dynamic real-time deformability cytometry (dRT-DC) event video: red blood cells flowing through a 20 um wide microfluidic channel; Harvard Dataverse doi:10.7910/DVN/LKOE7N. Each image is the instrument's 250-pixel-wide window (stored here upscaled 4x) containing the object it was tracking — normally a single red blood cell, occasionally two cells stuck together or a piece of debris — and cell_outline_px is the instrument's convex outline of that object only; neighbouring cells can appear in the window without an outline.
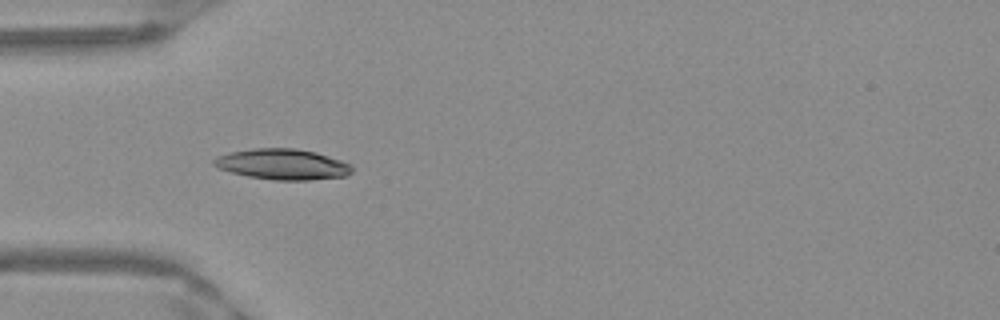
{"species": "Egyptian fruit bat (a non-hibernating species)", "species_latin": "Rousettus aegyptiacus", "temperature_condition": "warm", "stored_images_in_passage": 26, "camera_frame_rate_fps": 3000, "um_per_image_px": 0.085, "frame": {"image": 1, "passage_image": 3, "time_ms": 0.667, "image_size_px": [1000, 320], "cell_outline_px": [[352, 172], [344, 176], [308, 180], [272, 180], [248, 176], [232, 172], [220, 168], [212, 164], [212, 160], [216, 156], [232, 152], [252, 148], [292, 148], [316, 152], [352, 164]], "centroid_in_image_um": [24.01, 13.96], "position_along_channel_um": 61.0, "area_um2": 24.57}}
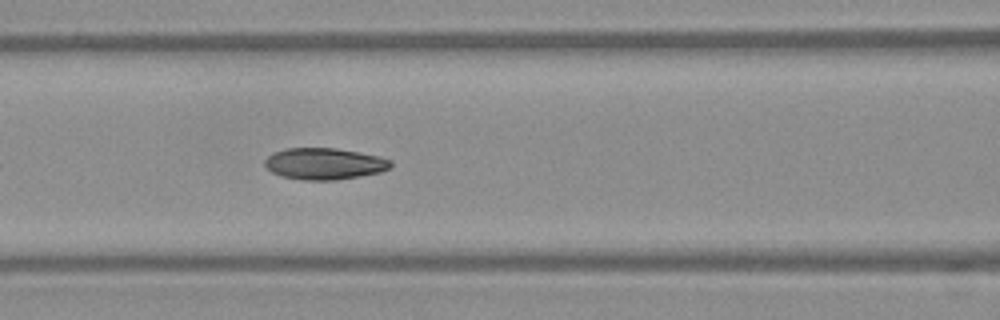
{"frame": {"image": 2, "passage_image": 9, "time_ms": 2.667, "image_size_px": [1000, 320], "cell_outline_px": [[392, 164], [388, 168], [380, 172], [360, 176], [336, 180], [304, 180], [280, 176], [272, 172], [264, 164], [264, 160], [272, 152], [284, 148], [336, 148], [380, 156], [392, 160]], "centroid_in_image_um": [27.55, 13.91], "position_along_channel_um": 139.1, "area_um2": 23.24}}
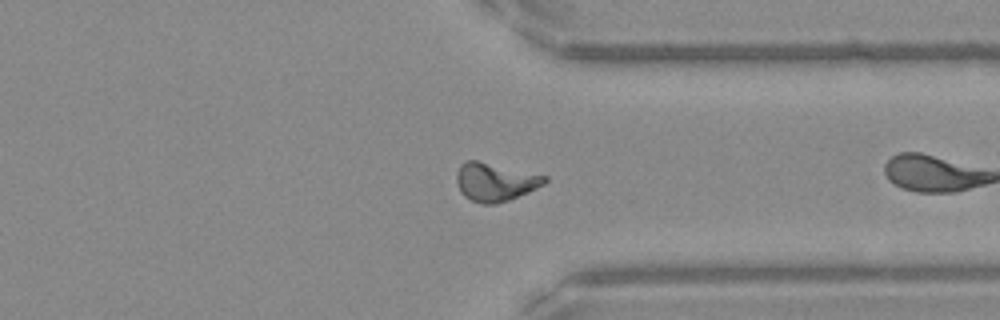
{"frame": {"image": 3, "passage_image": 21, "time_ms": 6.667, "image_size_px": [1000, 320], "cell_outline_px": [[548, 180], [544, 184], [528, 192], [508, 200], [496, 204], [480, 204], [464, 196], [460, 192], [456, 180], [456, 172], [460, 164], [468, 160], [476, 160], [548, 176]], "centroid_in_image_um": [42.06, 15.47], "position_along_channel_um": 369.3, "area_um2": 19.65}, "authors_computed_cell_mechanics": {"area_um2": 23.0044, "velocity_mm_per_s": 4.0325, "shape_relaxation_time_tau1_ms": 1.8361, "shape_relaxation_time_tau2_ms": 2.3453, "deformation_change_tau1": 0.0953, "deformation_change_tau2": 0.1173}}